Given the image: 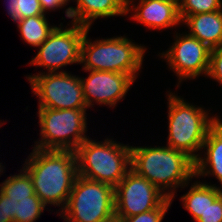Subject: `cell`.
<instances>
[{"mask_svg": "<svg viewBox=\"0 0 222 222\" xmlns=\"http://www.w3.org/2000/svg\"><path fill=\"white\" fill-rule=\"evenodd\" d=\"M172 204V199L167 198L158 208L138 215L124 218L125 222H162L166 212Z\"/></svg>", "mask_w": 222, "mask_h": 222, "instance_id": "21", "label": "cell"}, {"mask_svg": "<svg viewBox=\"0 0 222 222\" xmlns=\"http://www.w3.org/2000/svg\"><path fill=\"white\" fill-rule=\"evenodd\" d=\"M167 198L146 178L130 170L114 188L115 213L132 217L158 208Z\"/></svg>", "mask_w": 222, "mask_h": 222, "instance_id": "11", "label": "cell"}, {"mask_svg": "<svg viewBox=\"0 0 222 222\" xmlns=\"http://www.w3.org/2000/svg\"><path fill=\"white\" fill-rule=\"evenodd\" d=\"M168 50L162 52L161 58L167 60L169 68L176 73L178 84L186 79H196L201 74L208 75L211 49L190 34H178Z\"/></svg>", "mask_w": 222, "mask_h": 222, "instance_id": "10", "label": "cell"}, {"mask_svg": "<svg viewBox=\"0 0 222 222\" xmlns=\"http://www.w3.org/2000/svg\"><path fill=\"white\" fill-rule=\"evenodd\" d=\"M78 175L114 188L131 170V146L88 138L75 150Z\"/></svg>", "mask_w": 222, "mask_h": 222, "instance_id": "3", "label": "cell"}, {"mask_svg": "<svg viewBox=\"0 0 222 222\" xmlns=\"http://www.w3.org/2000/svg\"><path fill=\"white\" fill-rule=\"evenodd\" d=\"M134 0H130L126 5V14L135 11L131 15L133 21H137L147 28L162 30L173 28L181 23L179 16V6L170 0H139L135 6ZM132 5V7L130 6Z\"/></svg>", "mask_w": 222, "mask_h": 222, "instance_id": "14", "label": "cell"}, {"mask_svg": "<svg viewBox=\"0 0 222 222\" xmlns=\"http://www.w3.org/2000/svg\"><path fill=\"white\" fill-rule=\"evenodd\" d=\"M131 170L173 201L176 188L187 187L195 177V161L169 146H131Z\"/></svg>", "mask_w": 222, "mask_h": 222, "instance_id": "2", "label": "cell"}, {"mask_svg": "<svg viewBox=\"0 0 222 222\" xmlns=\"http://www.w3.org/2000/svg\"><path fill=\"white\" fill-rule=\"evenodd\" d=\"M86 110L39 107L41 138L33 148L75 151L87 139Z\"/></svg>", "mask_w": 222, "mask_h": 222, "instance_id": "6", "label": "cell"}, {"mask_svg": "<svg viewBox=\"0 0 222 222\" xmlns=\"http://www.w3.org/2000/svg\"><path fill=\"white\" fill-rule=\"evenodd\" d=\"M33 94L39 97L38 107L50 109H87L81 77L66 71L39 72L26 77Z\"/></svg>", "mask_w": 222, "mask_h": 222, "instance_id": "8", "label": "cell"}, {"mask_svg": "<svg viewBox=\"0 0 222 222\" xmlns=\"http://www.w3.org/2000/svg\"><path fill=\"white\" fill-rule=\"evenodd\" d=\"M208 77L222 85V45L211 49Z\"/></svg>", "mask_w": 222, "mask_h": 222, "instance_id": "22", "label": "cell"}, {"mask_svg": "<svg viewBox=\"0 0 222 222\" xmlns=\"http://www.w3.org/2000/svg\"><path fill=\"white\" fill-rule=\"evenodd\" d=\"M32 151L23 169L32 180L35 194L46 206H60L62 211L78 176L75 151L37 148Z\"/></svg>", "mask_w": 222, "mask_h": 222, "instance_id": "1", "label": "cell"}, {"mask_svg": "<svg viewBox=\"0 0 222 222\" xmlns=\"http://www.w3.org/2000/svg\"><path fill=\"white\" fill-rule=\"evenodd\" d=\"M15 13L20 19L45 15L39 0H19L18 11Z\"/></svg>", "mask_w": 222, "mask_h": 222, "instance_id": "23", "label": "cell"}, {"mask_svg": "<svg viewBox=\"0 0 222 222\" xmlns=\"http://www.w3.org/2000/svg\"><path fill=\"white\" fill-rule=\"evenodd\" d=\"M103 222H125L124 218L114 213L109 218L105 219Z\"/></svg>", "mask_w": 222, "mask_h": 222, "instance_id": "28", "label": "cell"}, {"mask_svg": "<svg viewBox=\"0 0 222 222\" xmlns=\"http://www.w3.org/2000/svg\"><path fill=\"white\" fill-rule=\"evenodd\" d=\"M17 27L25 43L39 47L51 34L56 26H51L45 15L20 19Z\"/></svg>", "mask_w": 222, "mask_h": 222, "instance_id": "19", "label": "cell"}, {"mask_svg": "<svg viewBox=\"0 0 222 222\" xmlns=\"http://www.w3.org/2000/svg\"><path fill=\"white\" fill-rule=\"evenodd\" d=\"M122 1L127 5L130 0H122Z\"/></svg>", "mask_w": 222, "mask_h": 222, "instance_id": "31", "label": "cell"}, {"mask_svg": "<svg viewBox=\"0 0 222 222\" xmlns=\"http://www.w3.org/2000/svg\"><path fill=\"white\" fill-rule=\"evenodd\" d=\"M18 1L19 0H7V11H8V15L11 16V18L13 19V21L15 23H17L20 18L17 16V14L15 12L18 11Z\"/></svg>", "mask_w": 222, "mask_h": 222, "instance_id": "27", "label": "cell"}, {"mask_svg": "<svg viewBox=\"0 0 222 222\" xmlns=\"http://www.w3.org/2000/svg\"><path fill=\"white\" fill-rule=\"evenodd\" d=\"M90 72L89 76L81 78L84 99L87 108L93 103L111 108L126 96L135 80L128 74L110 71L84 70Z\"/></svg>", "mask_w": 222, "mask_h": 222, "instance_id": "13", "label": "cell"}, {"mask_svg": "<svg viewBox=\"0 0 222 222\" xmlns=\"http://www.w3.org/2000/svg\"><path fill=\"white\" fill-rule=\"evenodd\" d=\"M178 6L182 21L190 15L222 10V0H181Z\"/></svg>", "mask_w": 222, "mask_h": 222, "instance_id": "20", "label": "cell"}, {"mask_svg": "<svg viewBox=\"0 0 222 222\" xmlns=\"http://www.w3.org/2000/svg\"><path fill=\"white\" fill-rule=\"evenodd\" d=\"M60 212L66 222H103L115 213L114 187L78 175Z\"/></svg>", "mask_w": 222, "mask_h": 222, "instance_id": "7", "label": "cell"}, {"mask_svg": "<svg viewBox=\"0 0 222 222\" xmlns=\"http://www.w3.org/2000/svg\"><path fill=\"white\" fill-rule=\"evenodd\" d=\"M196 222H222V194L209 204L207 210Z\"/></svg>", "mask_w": 222, "mask_h": 222, "instance_id": "24", "label": "cell"}, {"mask_svg": "<svg viewBox=\"0 0 222 222\" xmlns=\"http://www.w3.org/2000/svg\"><path fill=\"white\" fill-rule=\"evenodd\" d=\"M0 222H14L10 216H7L6 196L0 192Z\"/></svg>", "mask_w": 222, "mask_h": 222, "instance_id": "26", "label": "cell"}, {"mask_svg": "<svg viewBox=\"0 0 222 222\" xmlns=\"http://www.w3.org/2000/svg\"><path fill=\"white\" fill-rule=\"evenodd\" d=\"M168 140L166 146L186 153L194 161L202 154L209 129L219 120L208 111L186 102L174 93L168 95ZM185 101V102H184Z\"/></svg>", "mask_w": 222, "mask_h": 222, "instance_id": "4", "label": "cell"}, {"mask_svg": "<svg viewBox=\"0 0 222 222\" xmlns=\"http://www.w3.org/2000/svg\"><path fill=\"white\" fill-rule=\"evenodd\" d=\"M206 152L195 161V178L215 176L222 188V120L209 129L203 147ZM205 156V157H204Z\"/></svg>", "mask_w": 222, "mask_h": 222, "instance_id": "16", "label": "cell"}, {"mask_svg": "<svg viewBox=\"0 0 222 222\" xmlns=\"http://www.w3.org/2000/svg\"><path fill=\"white\" fill-rule=\"evenodd\" d=\"M170 1H173V2H175V3H177L179 5L181 0H170Z\"/></svg>", "mask_w": 222, "mask_h": 222, "instance_id": "30", "label": "cell"}, {"mask_svg": "<svg viewBox=\"0 0 222 222\" xmlns=\"http://www.w3.org/2000/svg\"><path fill=\"white\" fill-rule=\"evenodd\" d=\"M71 23L72 26L65 29L61 24V27L56 26L29 64L45 67L49 73L58 72L69 64H80L81 44L88 27Z\"/></svg>", "mask_w": 222, "mask_h": 222, "instance_id": "9", "label": "cell"}, {"mask_svg": "<svg viewBox=\"0 0 222 222\" xmlns=\"http://www.w3.org/2000/svg\"><path fill=\"white\" fill-rule=\"evenodd\" d=\"M1 164H2V163H0V172L2 173V172H3V167H4V166H2ZM1 173H0V175H1Z\"/></svg>", "mask_w": 222, "mask_h": 222, "instance_id": "29", "label": "cell"}, {"mask_svg": "<svg viewBox=\"0 0 222 222\" xmlns=\"http://www.w3.org/2000/svg\"><path fill=\"white\" fill-rule=\"evenodd\" d=\"M89 30H86L81 44L80 64H83V70L124 73L136 80L147 50L145 46L132 42L126 36L92 42L88 38Z\"/></svg>", "mask_w": 222, "mask_h": 222, "instance_id": "5", "label": "cell"}, {"mask_svg": "<svg viewBox=\"0 0 222 222\" xmlns=\"http://www.w3.org/2000/svg\"><path fill=\"white\" fill-rule=\"evenodd\" d=\"M0 192L6 196L7 216L14 222H35L46 205L35 194L29 174L22 169L0 184Z\"/></svg>", "mask_w": 222, "mask_h": 222, "instance_id": "12", "label": "cell"}, {"mask_svg": "<svg viewBox=\"0 0 222 222\" xmlns=\"http://www.w3.org/2000/svg\"><path fill=\"white\" fill-rule=\"evenodd\" d=\"M40 4L42 6V9L44 13H47V11L51 10H57L59 8H63L64 6L68 5L67 3L70 2V0H39Z\"/></svg>", "mask_w": 222, "mask_h": 222, "instance_id": "25", "label": "cell"}, {"mask_svg": "<svg viewBox=\"0 0 222 222\" xmlns=\"http://www.w3.org/2000/svg\"><path fill=\"white\" fill-rule=\"evenodd\" d=\"M189 191L181 197L183 206L196 221L221 194L222 189L216 184L208 185L202 182L191 184Z\"/></svg>", "mask_w": 222, "mask_h": 222, "instance_id": "18", "label": "cell"}, {"mask_svg": "<svg viewBox=\"0 0 222 222\" xmlns=\"http://www.w3.org/2000/svg\"><path fill=\"white\" fill-rule=\"evenodd\" d=\"M73 1V0H72ZM76 7H68L65 16L71 22L91 28L97 18L127 16L126 4L122 0H75Z\"/></svg>", "mask_w": 222, "mask_h": 222, "instance_id": "15", "label": "cell"}, {"mask_svg": "<svg viewBox=\"0 0 222 222\" xmlns=\"http://www.w3.org/2000/svg\"><path fill=\"white\" fill-rule=\"evenodd\" d=\"M181 23L190 29L188 34L206 44L210 49L222 45V10L190 15Z\"/></svg>", "mask_w": 222, "mask_h": 222, "instance_id": "17", "label": "cell"}]
</instances>
